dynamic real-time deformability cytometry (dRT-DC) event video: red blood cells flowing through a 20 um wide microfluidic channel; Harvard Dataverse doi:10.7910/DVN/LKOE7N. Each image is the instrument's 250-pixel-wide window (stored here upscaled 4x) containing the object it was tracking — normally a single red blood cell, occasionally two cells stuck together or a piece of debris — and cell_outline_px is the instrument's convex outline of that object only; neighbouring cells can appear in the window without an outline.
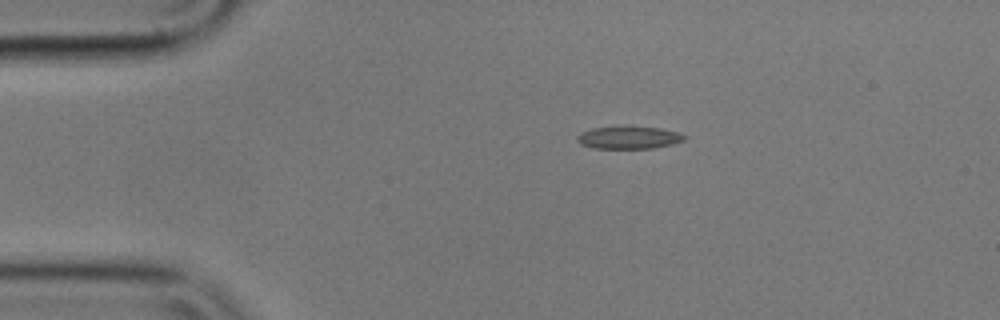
{"species": "common noctule bat (a hibernating species)", "species_latin": "Nyctalus noctula", "temperature_condition": "cold", "stored_images_in_passage": 37, "camera_frame_rate_fps": 3000, "um_per_image_px": 0.085, "animal": {"sex": "male", "body_mass_g": 17.9}, "frame": {"image": 1, "passage_image": 1, "time_ms": 0.0, "image_size_px": [1000, 320], "cell_outline_px": [[688, 136], [684, 140], [672, 144], [652, 148], [596, 148], [580, 144], [576, 140], [576, 136], [580, 132], [592, 128], [628, 124], [660, 128], [680, 132]], "centroid_in_image_um": [53.45, 11.65], "position_along_channel_um": 31.6, "area_um2": 14.68}}
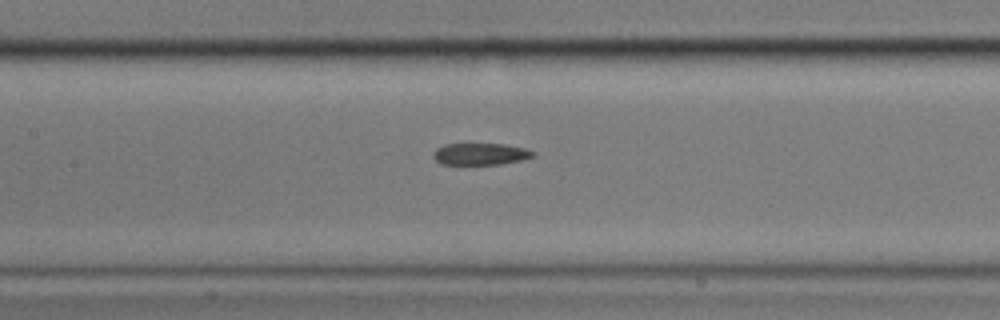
{"frame": {"image": 2, "passage_image": 16, "time_ms": 5.0, "image_size_px": [1000, 320], "cell_outline_px": [[536, 156], [524, 160], [500, 164], [440, 164], [432, 156], [432, 152], [436, 148], [444, 144], [504, 144], [524, 148], [536, 152]], "centroid_in_image_um": [40.85, 13.09], "position_along_channel_um": 166.6, "area_um2": 12.83}}
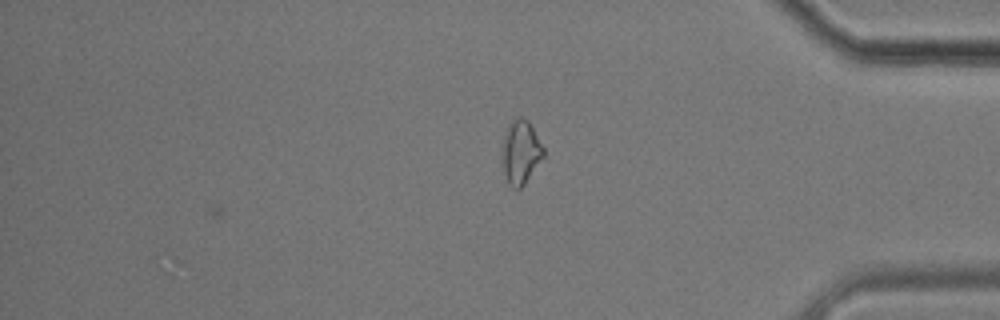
{"frame": {"image": 3, "passage_image": 37, "time_ms": 12.0, "image_size_px": [1000, 320], "cell_outline_px": [[544, 156], [524, 184], [520, 188], [512, 188], [508, 184], [500, 160], [500, 152], [504, 136], [508, 124], [512, 120], [520, 116], [528, 120], [544, 148]], "centroid_in_image_um": [44.22, 12.93], "position_along_channel_um": 391.0, "area_um2": 15.55}, "authors_computed_cell_mechanics": {"area_um2": 13.3518, "velocity_mm_per_s": 3.5505, "shape_relaxation_time_tau1_ms": null, "shape_relaxation_time_tau2_ms": 1.3084, "deformation_change_tau1": null, "deformation_change_tau2": 0.0854}}